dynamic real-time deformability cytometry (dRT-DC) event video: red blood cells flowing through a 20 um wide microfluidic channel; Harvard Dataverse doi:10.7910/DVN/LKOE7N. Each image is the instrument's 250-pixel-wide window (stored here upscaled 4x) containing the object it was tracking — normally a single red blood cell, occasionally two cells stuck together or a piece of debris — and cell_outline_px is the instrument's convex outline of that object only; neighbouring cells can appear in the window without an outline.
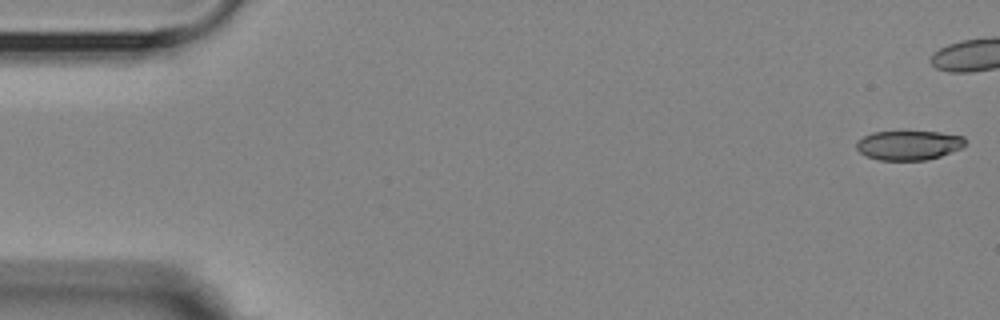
{"species": "Egyptian fruit bat (a non-hibernating species)", "species_latin": "Rousettus aegyptiacus", "temperature_condition": "room temperature", "stored_images_in_passage": 43, "camera_frame_rate_fps": 3000, "um_per_image_px": 0.085, "animal": {"sex": "female"}, "frame": {"image": 1, "passage_image": 1, "time_ms": 0.0, "image_size_px": [1000, 320], "cell_outline_px": [[964, 144], [960, 148], [940, 156], [924, 160], [880, 160], [868, 156], [860, 152], [856, 148], [856, 140], [872, 132], [940, 132], [964, 136]], "centroid_in_image_um": [77.21, 12.34], "position_along_channel_um": 7.8, "area_um2": 18.44}}
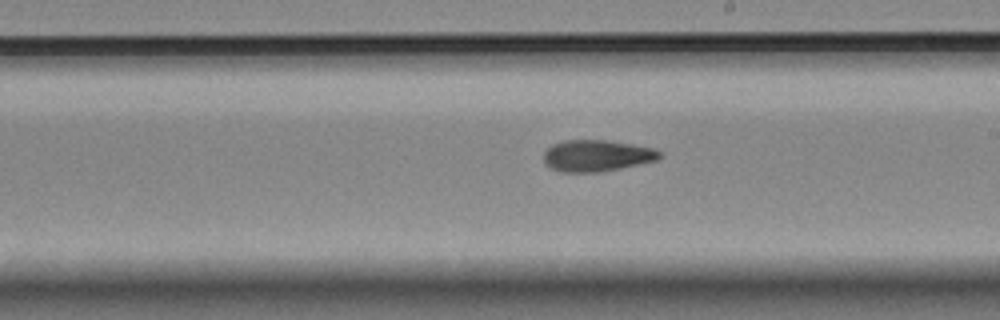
{"frame": {"image": 2, "passage_image": 31, "time_ms": 10.0, "image_size_px": [1000, 320], "cell_outline_px": [[664, 156], [656, 160], [620, 168], [600, 172], [560, 172], [544, 164], [544, 152], [552, 144], [564, 140], [604, 140], [632, 144], [652, 148], [660, 152]], "centroid_in_image_um": [50.7, 13.23], "position_along_channel_um": 238.3, "area_um2": 21.21}}
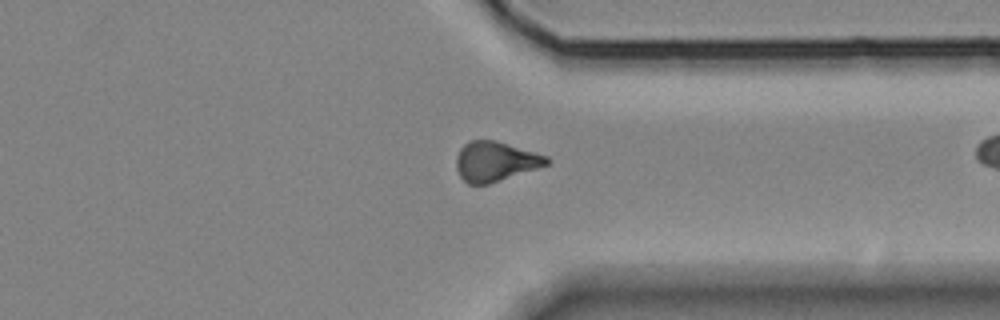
{"frame": {"image": 3, "passage_image": 42, "time_ms": 13.667, "image_size_px": [1000, 320], "cell_outline_px": [[548, 164], [488, 184], [468, 184], [460, 176], [456, 168], [456, 156], [460, 148], [468, 140], [496, 140], [536, 152], [548, 156]], "centroid_in_image_um": [42.06, 13.7], "position_along_channel_um": 369.3, "area_um2": 20.81}}